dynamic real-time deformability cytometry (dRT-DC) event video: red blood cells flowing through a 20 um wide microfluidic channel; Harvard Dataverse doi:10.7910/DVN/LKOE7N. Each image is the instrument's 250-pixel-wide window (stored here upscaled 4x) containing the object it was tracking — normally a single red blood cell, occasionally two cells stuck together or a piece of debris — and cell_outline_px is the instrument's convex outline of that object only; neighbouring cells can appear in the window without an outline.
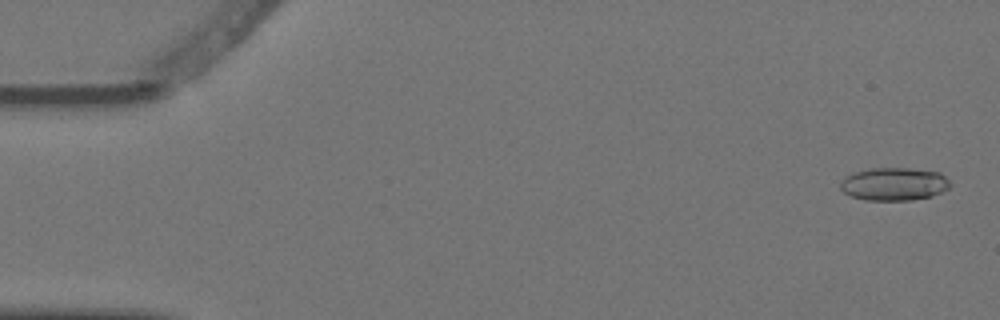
{"species": "Egyptian fruit bat (a non-hibernating species)", "species_latin": "Rousettus aegyptiacus", "temperature_condition": "warm", "stored_images_in_passage": 3, "camera_frame_rate_fps": 3000, "um_per_image_px": 0.085, "animal": {"sex": "female"}, "frame": {"image": 1, "passage_image": 1, "time_ms": 0.0, "image_size_px": [1000, 320], "cell_outline_px": [[952, 184], [948, 188], [932, 196], [912, 200], [864, 200], [852, 196], [844, 192], [840, 188], [840, 184], [844, 176], [856, 172], [872, 168], [908, 168], [940, 172]], "centroid_in_image_um": [75.99, 15.64], "position_along_channel_um": 9.0, "area_um2": 21.04}}